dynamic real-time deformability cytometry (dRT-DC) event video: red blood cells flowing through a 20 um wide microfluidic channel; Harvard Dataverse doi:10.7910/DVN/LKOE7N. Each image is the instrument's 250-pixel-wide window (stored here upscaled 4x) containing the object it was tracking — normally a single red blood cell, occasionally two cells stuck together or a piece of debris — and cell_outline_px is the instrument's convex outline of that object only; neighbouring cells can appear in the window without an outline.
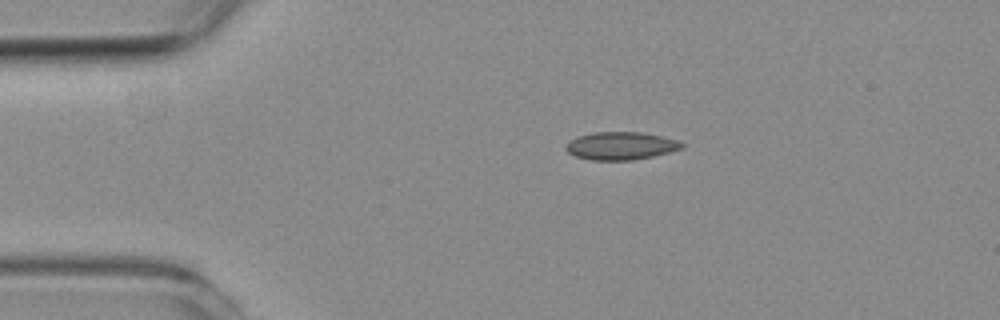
{"species": "common noctule bat (a hibernating species)", "species_latin": "Nyctalus noctula", "temperature_condition": "room temperature", "stored_images_in_passage": 45, "camera_frame_rate_fps": 3000, "um_per_image_px": 0.085, "animal": {"sex": "female", "body_mass_g": 19.3, "forearm_length_mm": 54.1}, "frame": {"image": 1, "passage_image": 1, "time_ms": 0.0, "image_size_px": [1000, 320], "cell_outline_px": [[684, 148], [652, 156], [632, 160], [592, 160], [576, 156], [568, 152], [564, 148], [564, 144], [580, 136], [592, 132], [640, 132], [660, 136], [676, 140], [684, 144]], "centroid_in_image_um": [52.75, 12.39], "position_along_channel_um": 32.3, "area_um2": 18.61}}
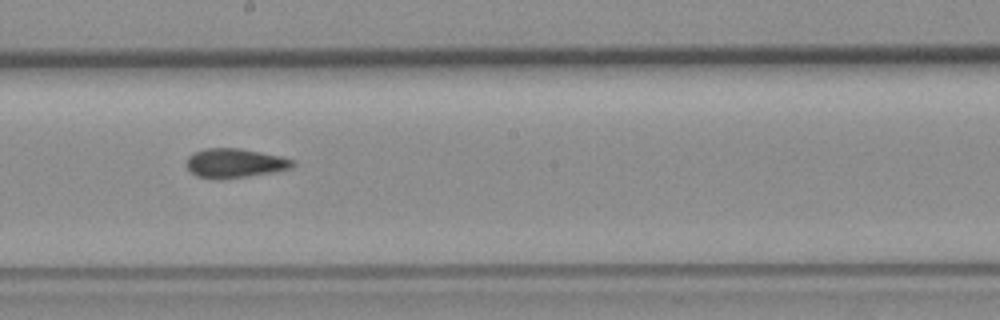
{"frame": {"image": 2, "passage_image": 20, "time_ms": 6.333, "image_size_px": [1000, 320], "cell_outline_px": [[296, 164], [292, 168], [276, 172], [244, 176], [196, 176], [188, 168], [188, 156], [204, 148], [240, 148], [280, 156], [292, 160]], "centroid_in_image_um": [20.03, 13.82], "position_along_channel_um": 228.2, "area_um2": 17.28}}
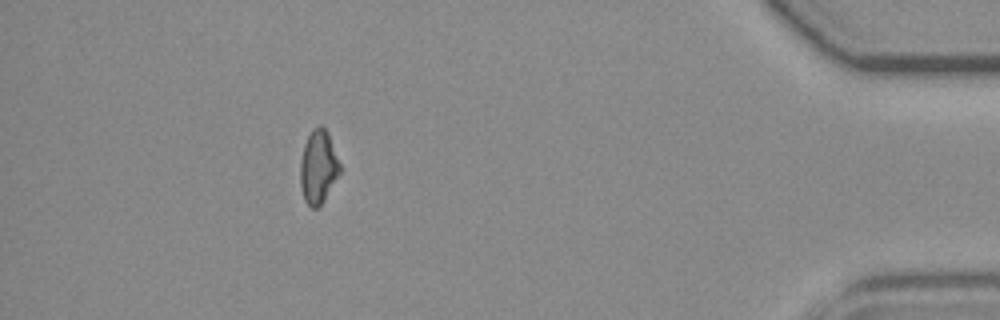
{"frame": {"image": 3, "passage_image": 39, "time_ms": 12.667, "image_size_px": [1000, 320], "cell_outline_px": [[340, 172], [324, 200], [316, 208], [312, 208], [304, 200], [300, 184], [300, 160], [304, 144], [312, 128], [320, 124], [328, 132], [340, 164]], "centroid_in_image_um": [27.04, 14.16], "position_along_channel_um": 408.2, "area_um2": 16.88}, "authors_computed_cell_mechanics": {"area_um2": 17.7446, "velocity_mm_per_s": 3.7735, "shape_relaxation_time_tau1_ms": null, "shape_relaxation_time_tau2_ms": 4.0263, "deformation_change_tau1": null, "deformation_change_tau2": 0.083}}